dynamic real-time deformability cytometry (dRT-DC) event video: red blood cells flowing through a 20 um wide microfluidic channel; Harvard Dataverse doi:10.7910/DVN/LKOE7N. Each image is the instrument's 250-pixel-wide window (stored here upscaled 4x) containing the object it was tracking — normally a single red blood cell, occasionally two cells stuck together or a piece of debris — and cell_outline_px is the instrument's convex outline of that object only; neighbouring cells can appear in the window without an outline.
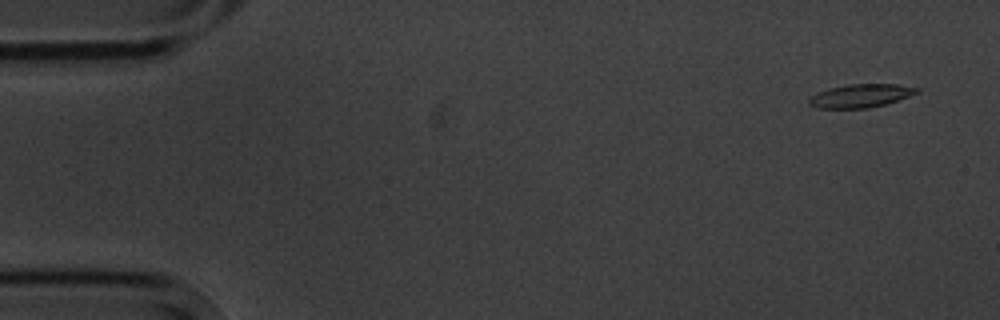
{"species": "common noctule bat (a hibernating species)", "species_latin": "Nyctalus noctula", "temperature_condition": "cold", "stored_images_in_passage": 5, "camera_frame_rate_fps": 3000, "um_per_image_px": 0.085, "animal": {"sex": "male", "body_mass_g": 20.1, "forearm_length_mm": 53.5}, "frame": {"image": 1, "passage_image": 1, "time_ms": 0.0, "image_size_px": [1000, 320], "cell_outline_px": [[920, 92], [884, 104], [868, 108], [816, 108], [808, 104], [808, 100], [812, 96], [828, 88], [848, 84], [896, 84], [920, 88]], "centroid_in_image_um": [73.15, 8.13], "position_along_channel_um": 11.9, "area_um2": 14.51}}
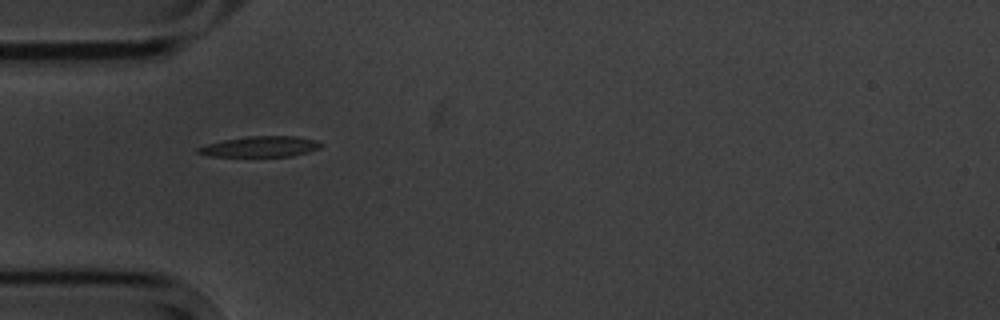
{"frame": {"image": 2, "passage_image": 5, "time_ms": 4.667, "image_size_px": [1000, 320], "cell_outline_px": [[324, 144], [320, 148], [308, 152], [292, 156], [212, 156], [196, 152], [196, 148], [208, 144], [224, 140], [248, 136], [296, 136], [316, 140]], "centroid_in_image_um": [22.18, 12.46], "position_along_channel_um": 62.8, "area_um2": 14.68}}